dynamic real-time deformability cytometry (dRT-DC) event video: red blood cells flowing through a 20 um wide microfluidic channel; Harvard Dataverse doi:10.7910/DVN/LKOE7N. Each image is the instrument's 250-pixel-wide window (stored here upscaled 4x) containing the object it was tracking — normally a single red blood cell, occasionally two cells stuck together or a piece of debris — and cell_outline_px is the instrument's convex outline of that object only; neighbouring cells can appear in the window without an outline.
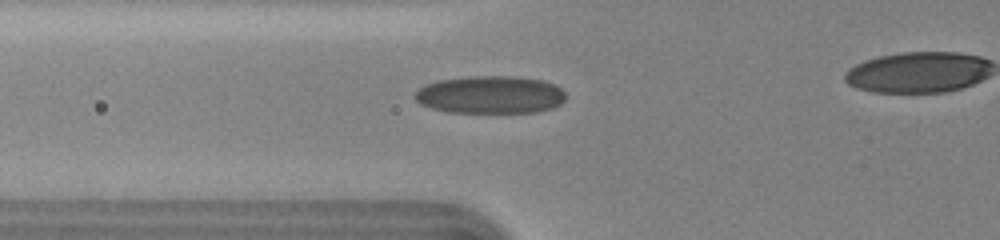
{"species": "human", "species_latin": "Homo sapiens", "temperature_condition": "cold", "stored_images_in_passage": 55, "camera_frame_rate_fps": 3000, "um_per_image_px": 0.085, "donor": {"sex": "female"}, "frame": {"image": 1, "passage_image": 25, "time_ms": 8.0, "image_size_px": [1000, 240], "cell_outline_px": [[564, 100], [560, 104], [552, 108], [536, 112], [448, 112], [432, 108], [420, 104], [416, 100], [416, 92], [424, 84], [440, 80], [468, 76], [516, 76], [544, 80], [556, 84], [564, 92]], "centroid_in_image_um": [41.69, 8.04], "position_along_channel_um": 84.1, "area_um2": 33.18}}
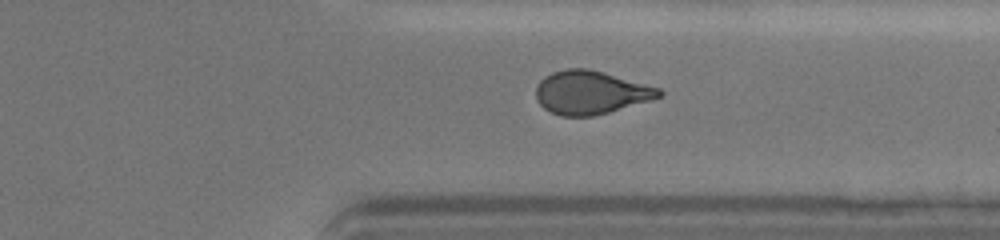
{"frame": {"image": 2, "passage_image": 48, "time_ms": 15.667, "image_size_px": [1000, 240], "cell_outline_px": [[664, 92], [660, 96], [648, 100], [608, 112], [592, 116], [560, 116], [544, 108], [536, 100], [536, 84], [544, 76], [552, 72], [564, 68], [588, 68], [604, 72], [660, 88]], "centroid_in_image_um": [50.15, 7.84], "position_along_channel_um": 361.2, "area_um2": 30.98}}
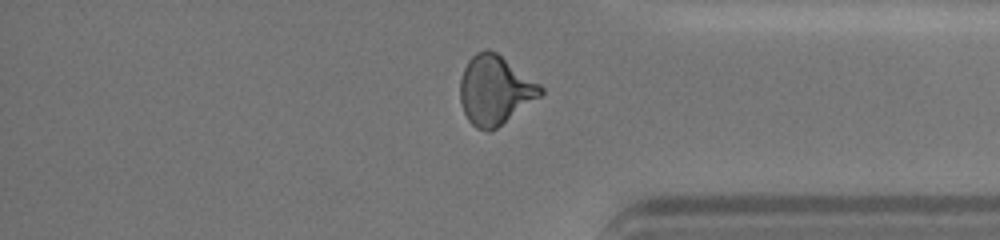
{"frame": {"image": 3, "passage_image": 51, "time_ms": 16.667, "image_size_px": [1000, 240], "cell_outline_px": [[544, 92], [540, 96], [496, 128], [488, 132], [476, 128], [468, 120], [464, 112], [460, 100], [460, 80], [464, 68], [468, 60], [476, 52], [484, 48], [488, 48], [496, 52], [540, 84], [544, 88]], "centroid_in_image_um": [42.05, 7.64], "position_along_channel_um": 393.2, "area_um2": 32.19}}